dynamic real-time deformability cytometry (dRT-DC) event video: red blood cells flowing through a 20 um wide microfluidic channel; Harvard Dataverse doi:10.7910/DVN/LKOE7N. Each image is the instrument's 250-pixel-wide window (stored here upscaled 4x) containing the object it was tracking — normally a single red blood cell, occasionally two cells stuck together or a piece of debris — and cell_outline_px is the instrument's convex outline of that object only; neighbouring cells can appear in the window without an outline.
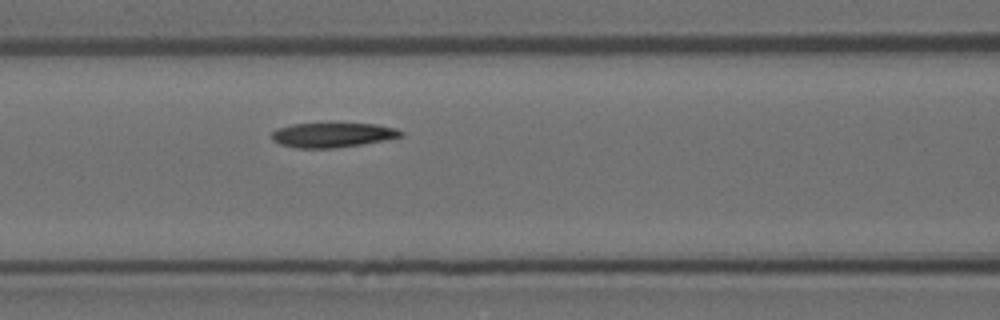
{"species": "Egyptian fruit bat (a non-hibernating species)", "species_latin": "Rousettus aegyptiacus", "temperature_condition": "room temperature", "stored_images_in_passage": 3, "camera_frame_rate_fps": 3000, "um_per_image_px": 0.085, "animal": {"sex": "female"}, "frame": {"image": 1, "passage_image": 3, "time_ms": 0.667, "image_size_px": [1000, 320], "cell_outline_px": [[404, 136], [388, 140], [336, 148], [296, 148], [280, 144], [272, 140], [272, 132], [276, 128], [292, 124], [328, 120], [376, 124], [396, 128], [404, 132]], "centroid_in_image_um": [28.29, 11.42], "position_along_channel_um": 138.3, "area_um2": 19.83}}